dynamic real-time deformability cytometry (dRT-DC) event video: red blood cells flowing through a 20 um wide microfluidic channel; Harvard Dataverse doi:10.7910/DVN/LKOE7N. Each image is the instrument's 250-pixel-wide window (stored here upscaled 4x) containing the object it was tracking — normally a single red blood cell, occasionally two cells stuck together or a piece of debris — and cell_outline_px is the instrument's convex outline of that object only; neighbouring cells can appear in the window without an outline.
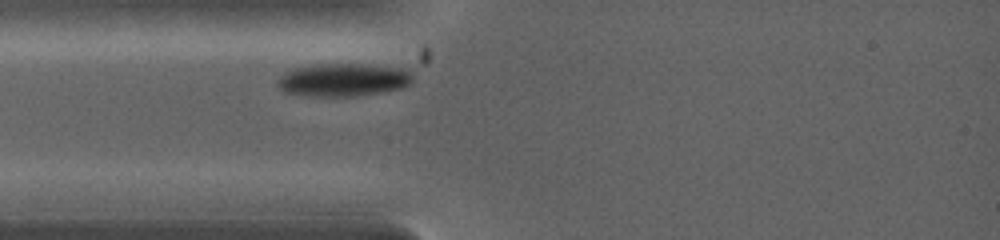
{"species": "common noctule bat (a hibernating species)", "species_latin": "Nyctalus noctula", "temperature_condition": "warm", "stored_images_in_passage": 1, "camera_frame_rate_fps": 5000, "um_per_image_px": 0.085, "animal": {"sex": "female", "body_mass_g": 19.0, "forearm_length_mm": 53.3}, "frame": {"image": 1, "passage_image": 1, "time_ms": 0.0, "image_size_px": [1000, 240], "cell_outline_px": [[412, 84], [400, 88], [380, 92], [356, 96], [312, 96], [284, 92], [276, 84], [276, 80], [284, 72], [292, 68], [316, 64], [360, 64], [408, 68], [412, 72]], "centroid_in_image_um": [29.18, 6.77], "position_along_channel_um": 55.8, "area_um2": 26.24}}